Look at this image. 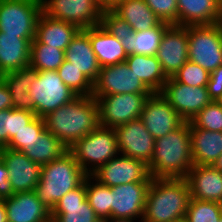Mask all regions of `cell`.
<instances>
[{
  "instance_id": "5b68a950",
  "label": "cell",
  "mask_w": 222,
  "mask_h": 222,
  "mask_svg": "<svg viewBox=\"0 0 222 222\" xmlns=\"http://www.w3.org/2000/svg\"><path fill=\"white\" fill-rule=\"evenodd\" d=\"M69 151L82 170L91 175L119 154L115 131L99 125L94 131L77 140Z\"/></svg>"
},
{
  "instance_id": "b9f144b4",
  "label": "cell",
  "mask_w": 222,
  "mask_h": 222,
  "mask_svg": "<svg viewBox=\"0 0 222 222\" xmlns=\"http://www.w3.org/2000/svg\"><path fill=\"white\" fill-rule=\"evenodd\" d=\"M35 117L36 114L28 110L10 109L9 140L27 126Z\"/></svg>"
},
{
  "instance_id": "7402d4cb",
  "label": "cell",
  "mask_w": 222,
  "mask_h": 222,
  "mask_svg": "<svg viewBox=\"0 0 222 222\" xmlns=\"http://www.w3.org/2000/svg\"><path fill=\"white\" fill-rule=\"evenodd\" d=\"M65 60L81 71L93 84L98 79L101 66L91 47L89 28L80 29L65 50Z\"/></svg>"
},
{
  "instance_id": "2e32d148",
  "label": "cell",
  "mask_w": 222,
  "mask_h": 222,
  "mask_svg": "<svg viewBox=\"0 0 222 222\" xmlns=\"http://www.w3.org/2000/svg\"><path fill=\"white\" fill-rule=\"evenodd\" d=\"M156 57L167 78L173 77L189 60L188 26L169 25L162 35Z\"/></svg>"
},
{
  "instance_id": "db71d44e",
  "label": "cell",
  "mask_w": 222,
  "mask_h": 222,
  "mask_svg": "<svg viewBox=\"0 0 222 222\" xmlns=\"http://www.w3.org/2000/svg\"><path fill=\"white\" fill-rule=\"evenodd\" d=\"M177 222H187L185 219H183V220H180V221H177Z\"/></svg>"
},
{
  "instance_id": "7bdbcfd3",
  "label": "cell",
  "mask_w": 222,
  "mask_h": 222,
  "mask_svg": "<svg viewBox=\"0 0 222 222\" xmlns=\"http://www.w3.org/2000/svg\"><path fill=\"white\" fill-rule=\"evenodd\" d=\"M207 91L212 101H218L222 97V65L210 73Z\"/></svg>"
},
{
  "instance_id": "484cf974",
  "label": "cell",
  "mask_w": 222,
  "mask_h": 222,
  "mask_svg": "<svg viewBox=\"0 0 222 222\" xmlns=\"http://www.w3.org/2000/svg\"><path fill=\"white\" fill-rule=\"evenodd\" d=\"M193 165H213L222 154V132L196 128L190 122Z\"/></svg>"
},
{
  "instance_id": "4fadbf2b",
  "label": "cell",
  "mask_w": 222,
  "mask_h": 222,
  "mask_svg": "<svg viewBox=\"0 0 222 222\" xmlns=\"http://www.w3.org/2000/svg\"><path fill=\"white\" fill-rule=\"evenodd\" d=\"M159 93L185 121H191L212 101L207 87L188 86L172 77L168 78Z\"/></svg>"
},
{
  "instance_id": "ee69618b",
  "label": "cell",
  "mask_w": 222,
  "mask_h": 222,
  "mask_svg": "<svg viewBox=\"0 0 222 222\" xmlns=\"http://www.w3.org/2000/svg\"><path fill=\"white\" fill-rule=\"evenodd\" d=\"M15 193L9 181V171L2 161L0 153V200L10 198Z\"/></svg>"
},
{
  "instance_id": "e575fe53",
  "label": "cell",
  "mask_w": 222,
  "mask_h": 222,
  "mask_svg": "<svg viewBox=\"0 0 222 222\" xmlns=\"http://www.w3.org/2000/svg\"><path fill=\"white\" fill-rule=\"evenodd\" d=\"M57 72L64 84L78 96H91L93 94V83L70 62L64 60Z\"/></svg>"
},
{
  "instance_id": "9a60e30c",
  "label": "cell",
  "mask_w": 222,
  "mask_h": 222,
  "mask_svg": "<svg viewBox=\"0 0 222 222\" xmlns=\"http://www.w3.org/2000/svg\"><path fill=\"white\" fill-rule=\"evenodd\" d=\"M140 119L154 139L169 134L185 122L160 93L146 99Z\"/></svg>"
},
{
  "instance_id": "277c9868",
  "label": "cell",
  "mask_w": 222,
  "mask_h": 222,
  "mask_svg": "<svg viewBox=\"0 0 222 222\" xmlns=\"http://www.w3.org/2000/svg\"><path fill=\"white\" fill-rule=\"evenodd\" d=\"M87 174L68 150L60 158L42 165L39 183L35 192L41 203L50 211L69 191L77 188Z\"/></svg>"
},
{
  "instance_id": "f5cc1de1",
  "label": "cell",
  "mask_w": 222,
  "mask_h": 222,
  "mask_svg": "<svg viewBox=\"0 0 222 222\" xmlns=\"http://www.w3.org/2000/svg\"><path fill=\"white\" fill-rule=\"evenodd\" d=\"M218 102H219L220 105L222 106V97L218 100Z\"/></svg>"
},
{
  "instance_id": "f35d334b",
  "label": "cell",
  "mask_w": 222,
  "mask_h": 222,
  "mask_svg": "<svg viewBox=\"0 0 222 222\" xmlns=\"http://www.w3.org/2000/svg\"><path fill=\"white\" fill-rule=\"evenodd\" d=\"M172 78L188 86L207 87L210 73L200 65L188 60Z\"/></svg>"
},
{
  "instance_id": "ac0fdd59",
  "label": "cell",
  "mask_w": 222,
  "mask_h": 222,
  "mask_svg": "<svg viewBox=\"0 0 222 222\" xmlns=\"http://www.w3.org/2000/svg\"><path fill=\"white\" fill-rule=\"evenodd\" d=\"M1 158L9 171L14 193L35 190L41 175V165L30 160L23 152L0 148Z\"/></svg>"
},
{
  "instance_id": "8fae6325",
  "label": "cell",
  "mask_w": 222,
  "mask_h": 222,
  "mask_svg": "<svg viewBox=\"0 0 222 222\" xmlns=\"http://www.w3.org/2000/svg\"><path fill=\"white\" fill-rule=\"evenodd\" d=\"M125 93L153 94L129 69L126 62L102 67L98 79L93 84L92 96L97 99L102 96Z\"/></svg>"
},
{
  "instance_id": "52a82bcc",
  "label": "cell",
  "mask_w": 222,
  "mask_h": 222,
  "mask_svg": "<svg viewBox=\"0 0 222 222\" xmlns=\"http://www.w3.org/2000/svg\"><path fill=\"white\" fill-rule=\"evenodd\" d=\"M29 94L34 103V113L41 118L78 97L64 84L57 71L49 70L38 71Z\"/></svg>"
},
{
  "instance_id": "816d5d0a",
  "label": "cell",
  "mask_w": 222,
  "mask_h": 222,
  "mask_svg": "<svg viewBox=\"0 0 222 222\" xmlns=\"http://www.w3.org/2000/svg\"><path fill=\"white\" fill-rule=\"evenodd\" d=\"M92 222H109V218L97 216Z\"/></svg>"
},
{
  "instance_id": "60d3db41",
  "label": "cell",
  "mask_w": 222,
  "mask_h": 222,
  "mask_svg": "<svg viewBox=\"0 0 222 222\" xmlns=\"http://www.w3.org/2000/svg\"><path fill=\"white\" fill-rule=\"evenodd\" d=\"M154 14L169 25H178L177 0H144Z\"/></svg>"
},
{
  "instance_id": "d6a6232c",
  "label": "cell",
  "mask_w": 222,
  "mask_h": 222,
  "mask_svg": "<svg viewBox=\"0 0 222 222\" xmlns=\"http://www.w3.org/2000/svg\"><path fill=\"white\" fill-rule=\"evenodd\" d=\"M64 60V50L42 44L36 38L31 42L29 67L37 71H57Z\"/></svg>"
},
{
  "instance_id": "e0dca14e",
  "label": "cell",
  "mask_w": 222,
  "mask_h": 222,
  "mask_svg": "<svg viewBox=\"0 0 222 222\" xmlns=\"http://www.w3.org/2000/svg\"><path fill=\"white\" fill-rule=\"evenodd\" d=\"M151 182H131L111 187V218L143 219Z\"/></svg>"
},
{
  "instance_id": "f907efd6",
  "label": "cell",
  "mask_w": 222,
  "mask_h": 222,
  "mask_svg": "<svg viewBox=\"0 0 222 222\" xmlns=\"http://www.w3.org/2000/svg\"><path fill=\"white\" fill-rule=\"evenodd\" d=\"M213 166L222 172V154L220 155V157L216 160V162L213 164Z\"/></svg>"
},
{
  "instance_id": "9c48e42d",
  "label": "cell",
  "mask_w": 222,
  "mask_h": 222,
  "mask_svg": "<svg viewBox=\"0 0 222 222\" xmlns=\"http://www.w3.org/2000/svg\"><path fill=\"white\" fill-rule=\"evenodd\" d=\"M42 12L49 18L88 29L100 25L103 10L97 0H42Z\"/></svg>"
},
{
  "instance_id": "1f68e13d",
  "label": "cell",
  "mask_w": 222,
  "mask_h": 222,
  "mask_svg": "<svg viewBox=\"0 0 222 222\" xmlns=\"http://www.w3.org/2000/svg\"><path fill=\"white\" fill-rule=\"evenodd\" d=\"M168 26L169 24L162 22L158 27L134 32L129 37L121 40L127 55H156L162 35Z\"/></svg>"
},
{
  "instance_id": "f546056e",
  "label": "cell",
  "mask_w": 222,
  "mask_h": 222,
  "mask_svg": "<svg viewBox=\"0 0 222 222\" xmlns=\"http://www.w3.org/2000/svg\"><path fill=\"white\" fill-rule=\"evenodd\" d=\"M112 11L125 20L134 32L158 27L162 23L144 0H125Z\"/></svg>"
},
{
  "instance_id": "681fc988",
  "label": "cell",
  "mask_w": 222,
  "mask_h": 222,
  "mask_svg": "<svg viewBox=\"0 0 222 222\" xmlns=\"http://www.w3.org/2000/svg\"><path fill=\"white\" fill-rule=\"evenodd\" d=\"M134 220L143 222L142 219L134 218H109V222H134Z\"/></svg>"
},
{
  "instance_id": "5bb4252c",
  "label": "cell",
  "mask_w": 222,
  "mask_h": 222,
  "mask_svg": "<svg viewBox=\"0 0 222 222\" xmlns=\"http://www.w3.org/2000/svg\"><path fill=\"white\" fill-rule=\"evenodd\" d=\"M119 154L150 163L155 139L140 118L114 128Z\"/></svg>"
},
{
  "instance_id": "c3c4849f",
  "label": "cell",
  "mask_w": 222,
  "mask_h": 222,
  "mask_svg": "<svg viewBox=\"0 0 222 222\" xmlns=\"http://www.w3.org/2000/svg\"><path fill=\"white\" fill-rule=\"evenodd\" d=\"M0 222H7L6 207L4 200H0Z\"/></svg>"
},
{
  "instance_id": "7dc6e473",
  "label": "cell",
  "mask_w": 222,
  "mask_h": 222,
  "mask_svg": "<svg viewBox=\"0 0 222 222\" xmlns=\"http://www.w3.org/2000/svg\"><path fill=\"white\" fill-rule=\"evenodd\" d=\"M100 8L103 11L113 10L119 3L125 0H97Z\"/></svg>"
},
{
  "instance_id": "f1b7e54d",
  "label": "cell",
  "mask_w": 222,
  "mask_h": 222,
  "mask_svg": "<svg viewBox=\"0 0 222 222\" xmlns=\"http://www.w3.org/2000/svg\"><path fill=\"white\" fill-rule=\"evenodd\" d=\"M125 62L152 93H159L168 80L156 55L130 54Z\"/></svg>"
},
{
  "instance_id": "8d00e7d4",
  "label": "cell",
  "mask_w": 222,
  "mask_h": 222,
  "mask_svg": "<svg viewBox=\"0 0 222 222\" xmlns=\"http://www.w3.org/2000/svg\"><path fill=\"white\" fill-rule=\"evenodd\" d=\"M196 128L222 132V106L211 101L191 121Z\"/></svg>"
},
{
  "instance_id": "83f0119b",
  "label": "cell",
  "mask_w": 222,
  "mask_h": 222,
  "mask_svg": "<svg viewBox=\"0 0 222 222\" xmlns=\"http://www.w3.org/2000/svg\"><path fill=\"white\" fill-rule=\"evenodd\" d=\"M37 76L38 71L31 67L19 69L1 76L9 88L12 108L28 110L34 113V103L29 94V89Z\"/></svg>"
},
{
  "instance_id": "7a4b0ae2",
  "label": "cell",
  "mask_w": 222,
  "mask_h": 222,
  "mask_svg": "<svg viewBox=\"0 0 222 222\" xmlns=\"http://www.w3.org/2000/svg\"><path fill=\"white\" fill-rule=\"evenodd\" d=\"M192 166L190 121L155 139L154 154L148 164L152 178H186Z\"/></svg>"
},
{
  "instance_id": "4316f807",
  "label": "cell",
  "mask_w": 222,
  "mask_h": 222,
  "mask_svg": "<svg viewBox=\"0 0 222 222\" xmlns=\"http://www.w3.org/2000/svg\"><path fill=\"white\" fill-rule=\"evenodd\" d=\"M79 30L74 24L49 18L42 12L36 24L35 38L42 44L65 51Z\"/></svg>"
},
{
  "instance_id": "603a6c76",
  "label": "cell",
  "mask_w": 222,
  "mask_h": 222,
  "mask_svg": "<svg viewBox=\"0 0 222 222\" xmlns=\"http://www.w3.org/2000/svg\"><path fill=\"white\" fill-rule=\"evenodd\" d=\"M178 25L222 23V0H177Z\"/></svg>"
},
{
  "instance_id": "ba28073f",
  "label": "cell",
  "mask_w": 222,
  "mask_h": 222,
  "mask_svg": "<svg viewBox=\"0 0 222 222\" xmlns=\"http://www.w3.org/2000/svg\"><path fill=\"white\" fill-rule=\"evenodd\" d=\"M42 0H0V31L35 38Z\"/></svg>"
},
{
  "instance_id": "836d02e7",
  "label": "cell",
  "mask_w": 222,
  "mask_h": 222,
  "mask_svg": "<svg viewBox=\"0 0 222 222\" xmlns=\"http://www.w3.org/2000/svg\"><path fill=\"white\" fill-rule=\"evenodd\" d=\"M86 198L98 217L111 218V187L87 175Z\"/></svg>"
},
{
  "instance_id": "7c38bea8",
  "label": "cell",
  "mask_w": 222,
  "mask_h": 222,
  "mask_svg": "<svg viewBox=\"0 0 222 222\" xmlns=\"http://www.w3.org/2000/svg\"><path fill=\"white\" fill-rule=\"evenodd\" d=\"M91 176L109 187L131 182L152 181L148 165L145 162L121 154L100 166Z\"/></svg>"
},
{
  "instance_id": "d4e9b609",
  "label": "cell",
  "mask_w": 222,
  "mask_h": 222,
  "mask_svg": "<svg viewBox=\"0 0 222 222\" xmlns=\"http://www.w3.org/2000/svg\"><path fill=\"white\" fill-rule=\"evenodd\" d=\"M89 40L101 68L126 61L128 55L121 41L101 24L89 28Z\"/></svg>"
},
{
  "instance_id": "6da1fadb",
  "label": "cell",
  "mask_w": 222,
  "mask_h": 222,
  "mask_svg": "<svg viewBox=\"0 0 222 222\" xmlns=\"http://www.w3.org/2000/svg\"><path fill=\"white\" fill-rule=\"evenodd\" d=\"M45 129L69 148L99 125V107L91 96H78L43 117Z\"/></svg>"
},
{
  "instance_id": "74e56055",
  "label": "cell",
  "mask_w": 222,
  "mask_h": 222,
  "mask_svg": "<svg viewBox=\"0 0 222 222\" xmlns=\"http://www.w3.org/2000/svg\"><path fill=\"white\" fill-rule=\"evenodd\" d=\"M45 130V122L36 116L27 126L12 137L6 148L22 152L26 146L31 144Z\"/></svg>"
},
{
  "instance_id": "ab89813d",
  "label": "cell",
  "mask_w": 222,
  "mask_h": 222,
  "mask_svg": "<svg viewBox=\"0 0 222 222\" xmlns=\"http://www.w3.org/2000/svg\"><path fill=\"white\" fill-rule=\"evenodd\" d=\"M100 24L120 41L134 33L133 28L112 10L103 11Z\"/></svg>"
},
{
  "instance_id": "cb8c5ba5",
  "label": "cell",
  "mask_w": 222,
  "mask_h": 222,
  "mask_svg": "<svg viewBox=\"0 0 222 222\" xmlns=\"http://www.w3.org/2000/svg\"><path fill=\"white\" fill-rule=\"evenodd\" d=\"M34 39L0 31V77L6 73L29 67L30 46Z\"/></svg>"
},
{
  "instance_id": "d6986e66",
  "label": "cell",
  "mask_w": 222,
  "mask_h": 222,
  "mask_svg": "<svg viewBox=\"0 0 222 222\" xmlns=\"http://www.w3.org/2000/svg\"><path fill=\"white\" fill-rule=\"evenodd\" d=\"M97 217L86 198V177L66 193L51 211V222H92Z\"/></svg>"
},
{
  "instance_id": "30bf717a",
  "label": "cell",
  "mask_w": 222,
  "mask_h": 222,
  "mask_svg": "<svg viewBox=\"0 0 222 222\" xmlns=\"http://www.w3.org/2000/svg\"><path fill=\"white\" fill-rule=\"evenodd\" d=\"M152 94H113L98 97L100 126L116 128L140 118L146 99Z\"/></svg>"
},
{
  "instance_id": "f6af8a7d",
  "label": "cell",
  "mask_w": 222,
  "mask_h": 222,
  "mask_svg": "<svg viewBox=\"0 0 222 222\" xmlns=\"http://www.w3.org/2000/svg\"><path fill=\"white\" fill-rule=\"evenodd\" d=\"M10 109L0 111V148L9 142Z\"/></svg>"
},
{
  "instance_id": "bcb514c9",
  "label": "cell",
  "mask_w": 222,
  "mask_h": 222,
  "mask_svg": "<svg viewBox=\"0 0 222 222\" xmlns=\"http://www.w3.org/2000/svg\"><path fill=\"white\" fill-rule=\"evenodd\" d=\"M12 109L11 94L8 86L0 77V111Z\"/></svg>"
},
{
  "instance_id": "ffe728a7",
  "label": "cell",
  "mask_w": 222,
  "mask_h": 222,
  "mask_svg": "<svg viewBox=\"0 0 222 222\" xmlns=\"http://www.w3.org/2000/svg\"><path fill=\"white\" fill-rule=\"evenodd\" d=\"M7 222H51V211L38 199L35 190L18 192L4 199Z\"/></svg>"
},
{
  "instance_id": "3957f363",
  "label": "cell",
  "mask_w": 222,
  "mask_h": 222,
  "mask_svg": "<svg viewBox=\"0 0 222 222\" xmlns=\"http://www.w3.org/2000/svg\"><path fill=\"white\" fill-rule=\"evenodd\" d=\"M190 199V187L185 178H152L142 220L143 222L183 220Z\"/></svg>"
},
{
  "instance_id": "44dd1931",
  "label": "cell",
  "mask_w": 222,
  "mask_h": 222,
  "mask_svg": "<svg viewBox=\"0 0 222 222\" xmlns=\"http://www.w3.org/2000/svg\"><path fill=\"white\" fill-rule=\"evenodd\" d=\"M185 179L191 198L222 203V172L213 165H193Z\"/></svg>"
},
{
  "instance_id": "d590c367",
  "label": "cell",
  "mask_w": 222,
  "mask_h": 222,
  "mask_svg": "<svg viewBox=\"0 0 222 222\" xmlns=\"http://www.w3.org/2000/svg\"><path fill=\"white\" fill-rule=\"evenodd\" d=\"M222 203L190 199L185 220L187 222H219Z\"/></svg>"
},
{
  "instance_id": "8992f818",
  "label": "cell",
  "mask_w": 222,
  "mask_h": 222,
  "mask_svg": "<svg viewBox=\"0 0 222 222\" xmlns=\"http://www.w3.org/2000/svg\"><path fill=\"white\" fill-rule=\"evenodd\" d=\"M189 60L209 73L222 65V23L188 26Z\"/></svg>"
},
{
  "instance_id": "4dcf8cb0",
  "label": "cell",
  "mask_w": 222,
  "mask_h": 222,
  "mask_svg": "<svg viewBox=\"0 0 222 222\" xmlns=\"http://www.w3.org/2000/svg\"><path fill=\"white\" fill-rule=\"evenodd\" d=\"M68 148L46 129L22 151L30 160L42 165L60 158Z\"/></svg>"
}]
</instances>
